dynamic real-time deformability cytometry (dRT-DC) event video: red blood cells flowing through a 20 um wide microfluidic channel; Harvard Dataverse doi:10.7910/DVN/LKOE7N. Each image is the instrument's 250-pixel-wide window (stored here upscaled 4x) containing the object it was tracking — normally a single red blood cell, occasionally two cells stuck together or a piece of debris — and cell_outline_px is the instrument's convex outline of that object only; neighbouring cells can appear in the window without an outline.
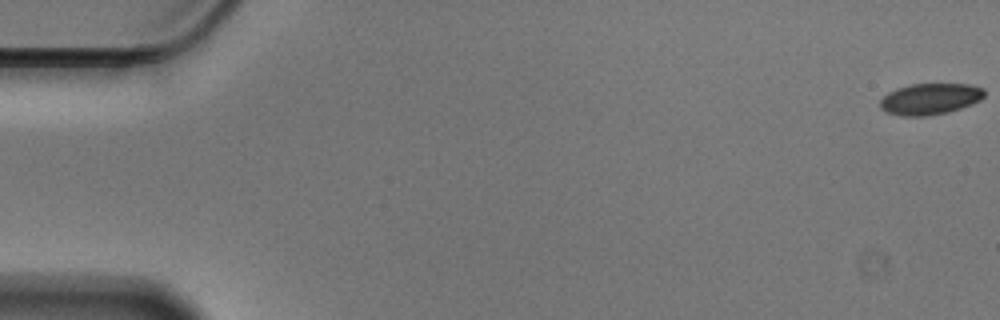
{"species": "Egyptian fruit bat (a non-hibernating species)", "species_latin": "Rousettus aegyptiacus", "temperature_condition": "cold", "stored_images_in_passage": 58, "camera_frame_rate_fps": 3000, "um_per_image_px": 0.085, "animal": {"sex": "male"}, "frame": {"image": 1, "passage_image": 1, "time_ms": 0.0, "image_size_px": [1000, 320], "cell_outline_px": [[984, 96], [980, 100], [972, 104], [948, 112], [928, 116], [900, 116], [884, 112], [880, 108], [880, 100], [888, 92], [896, 88], [912, 84], [972, 84], [984, 88]], "centroid_in_image_um": [79.04, 8.41], "position_along_channel_um": 6.0, "area_um2": 19.19}}
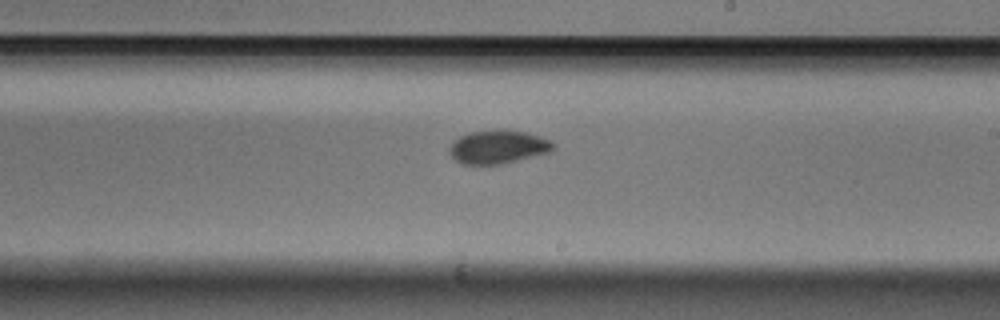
{"frame": {"image": 2, "passage_image": 34, "time_ms": 11.0, "image_size_px": [1000, 320], "cell_outline_px": [[556, 148], [552, 152], [500, 164], [464, 164], [456, 160], [448, 152], [448, 148], [452, 140], [460, 136], [472, 132], [524, 132], [540, 136], [552, 140], [556, 144]], "centroid_in_image_um": [42.36, 12.52], "position_along_channel_um": 246.6, "area_um2": 19.83}}
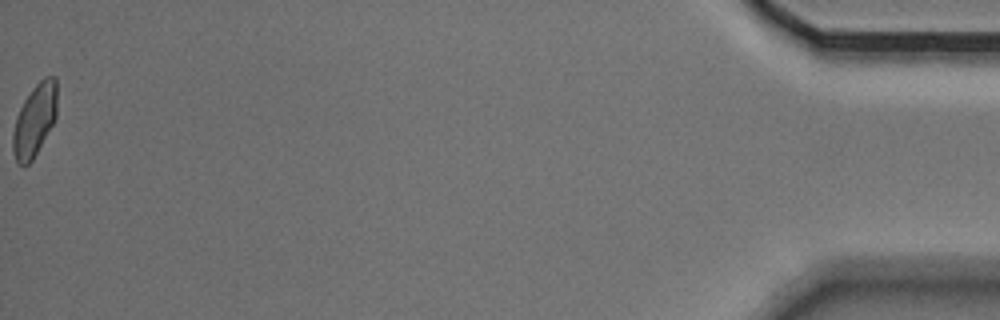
{"frame": {"image": 3, "passage_image": 58, "time_ms": 19.0, "image_size_px": [1000, 320], "cell_outline_px": [[56, 116], [52, 124], [32, 160], [24, 168], [16, 164], [12, 148], [12, 136], [16, 116], [24, 100], [32, 88], [44, 76], [56, 76]], "centroid_in_image_um": [2.91, 10.23], "position_along_channel_um": 432.3, "area_um2": 18.55}, "authors_computed_cell_mechanics": {"area_um2": 19.8254, "velocity_mm_per_s": 3.5478, "shape_relaxation_time_tau1_ms": 4.8038, "shape_relaxation_time_tau2_ms": 1.1697, "deformation_change_tau1": 0.1031, "deformation_change_tau2": 0.0421}}